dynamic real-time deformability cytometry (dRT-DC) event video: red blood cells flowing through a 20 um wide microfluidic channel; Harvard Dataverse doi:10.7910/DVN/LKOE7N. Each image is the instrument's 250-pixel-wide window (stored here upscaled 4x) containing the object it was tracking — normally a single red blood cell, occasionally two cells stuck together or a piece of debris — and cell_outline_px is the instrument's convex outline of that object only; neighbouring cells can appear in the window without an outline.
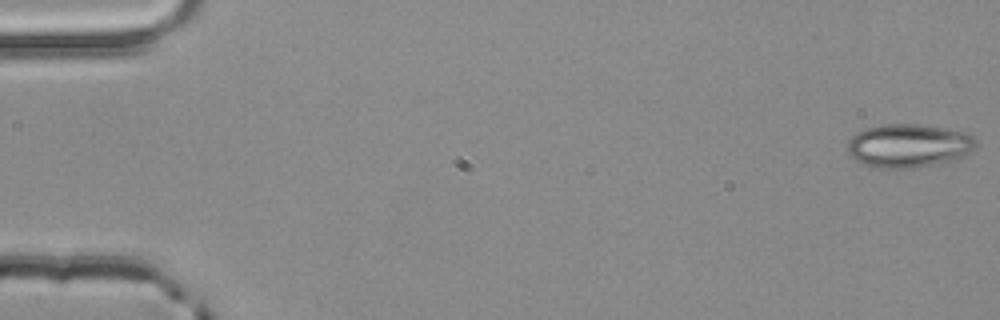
{"species": "common noctule bat (a hibernating species)", "species_latin": "Nyctalus noctula", "temperature_condition": "room temperature", "stored_images_in_passage": 5, "camera_frame_rate_fps": 3000, "um_per_image_px": 0.085, "animal": {"sex": "male", "body_mass_g": 20.4}, "frame": {"image": 1, "passage_image": 1, "time_ms": 0.0, "image_size_px": [1000, 320], "cell_outline_px": [[980, 144], [972, 152], [956, 160], [912, 168], [872, 168], [856, 160], [848, 152], [848, 140], [856, 132], [864, 128], [884, 124], [916, 124], [968, 132]], "centroid_in_image_um": [77.27, 12.38], "position_along_channel_um": 7.7, "area_um2": 32.95}}